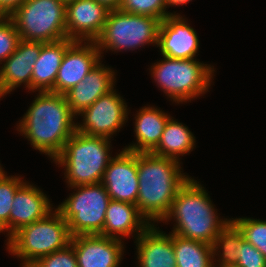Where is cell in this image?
<instances>
[{
	"instance_id": "9",
	"label": "cell",
	"mask_w": 266,
	"mask_h": 267,
	"mask_svg": "<svg viewBox=\"0 0 266 267\" xmlns=\"http://www.w3.org/2000/svg\"><path fill=\"white\" fill-rule=\"evenodd\" d=\"M56 209L68 223L71 236L102 235L105 214L110 202L102 183L80 185Z\"/></svg>"
},
{
	"instance_id": "18",
	"label": "cell",
	"mask_w": 266,
	"mask_h": 267,
	"mask_svg": "<svg viewBox=\"0 0 266 267\" xmlns=\"http://www.w3.org/2000/svg\"><path fill=\"white\" fill-rule=\"evenodd\" d=\"M12 207L10 237L21 227L36 222L53 211L46 194L28 182H24L16 190Z\"/></svg>"
},
{
	"instance_id": "8",
	"label": "cell",
	"mask_w": 266,
	"mask_h": 267,
	"mask_svg": "<svg viewBox=\"0 0 266 267\" xmlns=\"http://www.w3.org/2000/svg\"><path fill=\"white\" fill-rule=\"evenodd\" d=\"M161 20L145 15L131 14L120 9L109 11L106 23L95 43L103 50L138 49L145 44L158 45Z\"/></svg>"
},
{
	"instance_id": "25",
	"label": "cell",
	"mask_w": 266,
	"mask_h": 267,
	"mask_svg": "<svg viewBox=\"0 0 266 267\" xmlns=\"http://www.w3.org/2000/svg\"><path fill=\"white\" fill-rule=\"evenodd\" d=\"M244 240L238 226L231 220L218 234L212 245L213 259L220 257L217 267L235 266L238 261V245ZM222 249V253L220 252ZM220 250V251H218ZM220 253V255L218 254ZM216 264H214V267Z\"/></svg>"
},
{
	"instance_id": "26",
	"label": "cell",
	"mask_w": 266,
	"mask_h": 267,
	"mask_svg": "<svg viewBox=\"0 0 266 267\" xmlns=\"http://www.w3.org/2000/svg\"><path fill=\"white\" fill-rule=\"evenodd\" d=\"M24 183L20 177L7 176L4 173L0 177V233L8 232L10 238V213L16 190Z\"/></svg>"
},
{
	"instance_id": "22",
	"label": "cell",
	"mask_w": 266,
	"mask_h": 267,
	"mask_svg": "<svg viewBox=\"0 0 266 267\" xmlns=\"http://www.w3.org/2000/svg\"><path fill=\"white\" fill-rule=\"evenodd\" d=\"M171 116L158 108L143 107L135 116V137L137 144H130L125 150L144 153L151 152L159 143L165 125Z\"/></svg>"
},
{
	"instance_id": "2",
	"label": "cell",
	"mask_w": 266,
	"mask_h": 267,
	"mask_svg": "<svg viewBox=\"0 0 266 267\" xmlns=\"http://www.w3.org/2000/svg\"><path fill=\"white\" fill-rule=\"evenodd\" d=\"M181 170L180 162L175 159L151 152L137 153L139 191L136 206L151 225L164 219L178 190L190 178Z\"/></svg>"
},
{
	"instance_id": "21",
	"label": "cell",
	"mask_w": 266,
	"mask_h": 267,
	"mask_svg": "<svg viewBox=\"0 0 266 267\" xmlns=\"http://www.w3.org/2000/svg\"><path fill=\"white\" fill-rule=\"evenodd\" d=\"M73 42L68 38L55 42H42L41 51L32 68L31 91L54 92L58 69L66 49Z\"/></svg>"
},
{
	"instance_id": "16",
	"label": "cell",
	"mask_w": 266,
	"mask_h": 267,
	"mask_svg": "<svg viewBox=\"0 0 266 267\" xmlns=\"http://www.w3.org/2000/svg\"><path fill=\"white\" fill-rule=\"evenodd\" d=\"M41 47L42 42L19 41L16 50L0 66V98L22 83L31 91L32 68Z\"/></svg>"
},
{
	"instance_id": "3",
	"label": "cell",
	"mask_w": 266,
	"mask_h": 267,
	"mask_svg": "<svg viewBox=\"0 0 266 267\" xmlns=\"http://www.w3.org/2000/svg\"><path fill=\"white\" fill-rule=\"evenodd\" d=\"M205 188L191 177L178 190L168 214L162 221L173 218L174 234L213 245L219 232L231 219H219Z\"/></svg>"
},
{
	"instance_id": "35",
	"label": "cell",
	"mask_w": 266,
	"mask_h": 267,
	"mask_svg": "<svg viewBox=\"0 0 266 267\" xmlns=\"http://www.w3.org/2000/svg\"><path fill=\"white\" fill-rule=\"evenodd\" d=\"M62 3H64V4H68V3H70V2H72V1H74V0H60Z\"/></svg>"
},
{
	"instance_id": "28",
	"label": "cell",
	"mask_w": 266,
	"mask_h": 267,
	"mask_svg": "<svg viewBox=\"0 0 266 267\" xmlns=\"http://www.w3.org/2000/svg\"><path fill=\"white\" fill-rule=\"evenodd\" d=\"M241 230L244 239L259 249L266 258V221L251 218L232 220Z\"/></svg>"
},
{
	"instance_id": "23",
	"label": "cell",
	"mask_w": 266,
	"mask_h": 267,
	"mask_svg": "<svg viewBox=\"0 0 266 267\" xmlns=\"http://www.w3.org/2000/svg\"><path fill=\"white\" fill-rule=\"evenodd\" d=\"M195 142V137L188 127L170 117L159 143L151 153L180 161L179 156L190 153Z\"/></svg>"
},
{
	"instance_id": "34",
	"label": "cell",
	"mask_w": 266,
	"mask_h": 267,
	"mask_svg": "<svg viewBox=\"0 0 266 267\" xmlns=\"http://www.w3.org/2000/svg\"><path fill=\"white\" fill-rule=\"evenodd\" d=\"M192 0H166V7L168 6H179V5H185L187 4L188 2H190Z\"/></svg>"
},
{
	"instance_id": "32",
	"label": "cell",
	"mask_w": 266,
	"mask_h": 267,
	"mask_svg": "<svg viewBox=\"0 0 266 267\" xmlns=\"http://www.w3.org/2000/svg\"><path fill=\"white\" fill-rule=\"evenodd\" d=\"M26 0H0V14L9 16L18 6Z\"/></svg>"
},
{
	"instance_id": "14",
	"label": "cell",
	"mask_w": 266,
	"mask_h": 267,
	"mask_svg": "<svg viewBox=\"0 0 266 267\" xmlns=\"http://www.w3.org/2000/svg\"><path fill=\"white\" fill-rule=\"evenodd\" d=\"M70 243L78 267H119L123 255V241L95 235H75Z\"/></svg>"
},
{
	"instance_id": "36",
	"label": "cell",
	"mask_w": 266,
	"mask_h": 267,
	"mask_svg": "<svg viewBox=\"0 0 266 267\" xmlns=\"http://www.w3.org/2000/svg\"><path fill=\"white\" fill-rule=\"evenodd\" d=\"M24 267H37L34 263L25 265Z\"/></svg>"
},
{
	"instance_id": "19",
	"label": "cell",
	"mask_w": 266,
	"mask_h": 267,
	"mask_svg": "<svg viewBox=\"0 0 266 267\" xmlns=\"http://www.w3.org/2000/svg\"><path fill=\"white\" fill-rule=\"evenodd\" d=\"M135 240L138 267H176L172 233L167 235L152 224Z\"/></svg>"
},
{
	"instance_id": "12",
	"label": "cell",
	"mask_w": 266,
	"mask_h": 267,
	"mask_svg": "<svg viewBox=\"0 0 266 267\" xmlns=\"http://www.w3.org/2000/svg\"><path fill=\"white\" fill-rule=\"evenodd\" d=\"M111 200L136 205L139 191L137 153L123 149L111 159L102 182Z\"/></svg>"
},
{
	"instance_id": "24",
	"label": "cell",
	"mask_w": 266,
	"mask_h": 267,
	"mask_svg": "<svg viewBox=\"0 0 266 267\" xmlns=\"http://www.w3.org/2000/svg\"><path fill=\"white\" fill-rule=\"evenodd\" d=\"M172 240L176 267H214L212 245L174 233Z\"/></svg>"
},
{
	"instance_id": "11",
	"label": "cell",
	"mask_w": 266,
	"mask_h": 267,
	"mask_svg": "<svg viewBox=\"0 0 266 267\" xmlns=\"http://www.w3.org/2000/svg\"><path fill=\"white\" fill-rule=\"evenodd\" d=\"M95 41H74L65 51L54 84V93L65 94L101 62Z\"/></svg>"
},
{
	"instance_id": "27",
	"label": "cell",
	"mask_w": 266,
	"mask_h": 267,
	"mask_svg": "<svg viewBox=\"0 0 266 267\" xmlns=\"http://www.w3.org/2000/svg\"><path fill=\"white\" fill-rule=\"evenodd\" d=\"M166 0H121L120 10L138 15L150 16L163 21L173 14L166 11Z\"/></svg>"
},
{
	"instance_id": "31",
	"label": "cell",
	"mask_w": 266,
	"mask_h": 267,
	"mask_svg": "<svg viewBox=\"0 0 266 267\" xmlns=\"http://www.w3.org/2000/svg\"><path fill=\"white\" fill-rule=\"evenodd\" d=\"M236 267H266V258L262 252L245 239L238 245Z\"/></svg>"
},
{
	"instance_id": "15",
	"label": "cell",
	"mask_w": 266,
	"mask_h": 267,
	"mask_svg": "<svg viewBox=\"0 0 266 267\" xmlns=\"http://www.w3.org/2000/svg\"><path fill=\"white\" fill-rule=\"evenodd\" d=\"M180 14L161 21L158 45L161 55L173 59H195L199 49L196 31Z\"/></svg>"
},
{
	"instance_id": "20",
	"label": "cell",
	"mask_w": 266,
	"mask_h": 267,
	"mask_svg": "<svg viewBox=\"0 0 266 267\" xmlns=\"http://www.w3.org/2000/svg\"><path fill=\"white\" fill-rule=\"evenodd\" d=\"M150 225L136 205L110 200L102 235L121 240L120 238L137 232L135 236L138 238Z\"/></svg>"
},
{
	"instance_id": "7",
	"label": "cell",
	"mask_w": 266,
	"mask_h": 267,
	"mask_svg": "<svg viewBox=\"0 0 266 267\" xmlns=\"http://www.w3.org/2000/svg\"><path fill=\"white\" fill-rule=\"evenodd\" d=\"M8 17L20 40L45 43L67 38L66 4L60 0H26Z\"/></svg>"
},
{
	"instance_id": "6",
	"label": "cell",
	"mask_w": 266,
	"mask_h": 267,
	"mask_svg": "<svg viewBox=\"0 0 266 267\" xmlns=\"http://www.w3.org/2000/svg\"><path fill=\"white\" fill-rule=\"evenodd\" d=\"M162 57L164 59L161 62L151 66V76L170 100L179 104L208 91L215 71L213 66L196 59Z\"/></svg>"
},
{
	"instance_id": "10",
	"label": "cell",
	"mask_w": 266,
	"mask_h": 267,
	"mask_svg": "<svg viewBox=\"0 0 266 267\" xmlns=\"http://www.w3.org/2000/svg\"><path fill=\"white\" fill-rule=\"evenodd\" d=\"M80 114L83 116V123L76 125L78 132L111 139L128 119V108L124 99L113 88Z\"/></svg>"
},
{
	"instance_id": "1",
	"label": "cell",
	"mask_w": 266,
	"mask_h": 267,
	"mask_svg": "<svg viewBox=\"0 0 266 267\" xmlns=\"http://www.w3.org/2000/svg\"><path fill=\"white\" fill-rule=\"evenodd\" d=\"M73 118L76 115L71 111L65 95L39 92L17 129L35 150L45 153L54 161L76 131L77 124Z\"/></svg>"
},
{
	"instance_id": "29",
	"label": "cell",
	"mask_w": 266,
	"mask_h": 267,
	"mask_svg": "<svg viewBox=\"0 0 266 267\" xmlns=\"http://www.w3.org/2000/svg\"><path fill=\"white\" fill-rule=\"evenodd\" d=\"M19 41L13 21L8 16L0 17V64L16 50Z\"/></svg>"
},
{
	"instance_id": "4",
	"label": "cell",
	"mask_w": 266,
	"mask_h": 267,
	"mask_svg": "<svg viewBox=\"0 0 266 267\" xmlns=\"http://www.w3.org/2000/svg\"><path fill=\"white\" fill-rule=\"evenodd\" d=\"M110 139L88 136L77 130L66 141L54 162L65 167L69 187L101 183L107 165L113 158Z\"/></svg>"
},
{
	"instance_id": "33",
	"label": "cell",
	"mask_w": 266,
	"mask_h": 267,
	"mask_svg": "<svg viewBox=\"0 0 266 267\" xmlns=\"http://www.w3.org/2000/svg\"><path fill=\"white\" fill-rule=\"evenodd\" d=\"M98 3L103 5L109 11L117 10L120 8L121 0H96Z\"/></svg>"
},
{
	"instance_id": "37",
	"label": "cell",
	"mask_w": 266,
	"mask_h": 267,
	"mask_svg": "<svg viewBox=\"0 0 266 267\" xmlns=\"http://www.w3.org/2000/svg\"><path fill=\"white\" fill-rule=\"evenodd\" d=\"M5 173V171H3V168L0 166V177Z\"/></svg>"
},
{
	"instance_id": "13",
	"label": "cell",
	"mask_w": 266,
	"mask_h": 267,
	"mask_svg": "<svg viewBox=\"0 0 266 267\" xmlns=\"http://www.w3.org/2000/svg\"><path fill=\"white\" fill-rule=\"evenodd\" d=\"M109 10L96 0H74L66 4V34L73 41H95L101 34Z\"/></svg>"
},
{
	"instance_id": "30",
	"label": "cell",
	"mask_w": 266,
	"mask_h": 267,
	"mask_svg": "<svg viewBox=\"0 0 266 267\" xmlns=\"http://www.w3.org/2000/svg\"><path fill=\"white\" fill-rule=\"evenodd\" d=\"M34 264L37 267H78L71 243L63 249L39 258Z\"/></svg>"
},
{
	"instance_id": "17",
	"label": "cell",
	"mask_w": 266,
	"mask_h": 267,
	"mask_svg": "<svg viewBox=\"0 0 266 267\" xmlns=\"http://www.w3.org/2000/svg\"><path fill=\"white\" fill-rule=\"evenodd\" d=\"M115 71L98 63L83 79L64 95L71 111L77 116L99 97L114 88Z\"/></svg>"
},
{
	"instance_id": "5",
	"label": "cell",
	"mask_w": 266,
	"mask_h": 267,
	"mask_svg": "<svg viewBox=\"0 0 266 267\" xmlns=\"http://www.w3.org/2000/svg\"><path fill=\"white\" fill-rule=\"evenodd\" d=\"M71 234L68 223L55 209L46 217L21 227L7 242V249L25 265L35 263L39 258L49 255L70 244Z\"/></svg>"
}]
</instances>
